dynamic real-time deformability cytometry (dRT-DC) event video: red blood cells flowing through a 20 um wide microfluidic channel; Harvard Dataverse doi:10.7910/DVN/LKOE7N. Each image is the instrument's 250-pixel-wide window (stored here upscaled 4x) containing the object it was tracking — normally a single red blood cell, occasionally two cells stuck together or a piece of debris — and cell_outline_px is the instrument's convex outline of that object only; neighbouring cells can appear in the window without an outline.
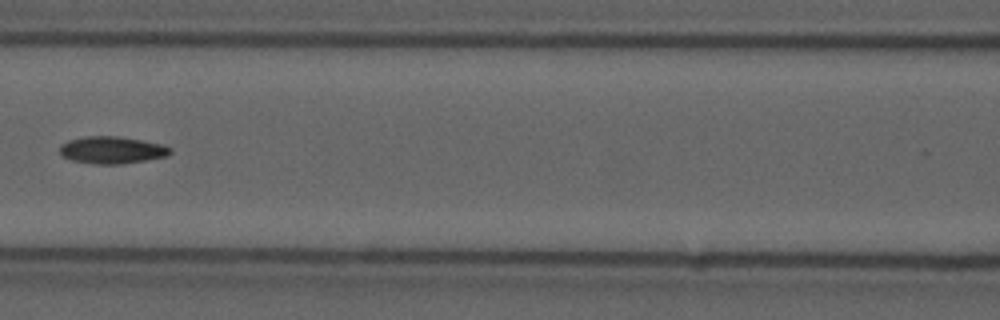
{"species": "common noctule bat (a hibernating species)", "species_latin": "Nyctalus noctula", "temperature_condition": "cold", "stored_images_in_passage": 7, "camera_frame_rate_fps": 3000, "um_per_image_px": 0.085, "animal": {"sex": "male", "forearm_length_mm": 52.5}, "frame": {"image": 1, "passage_image": 7, "time_ms": 2.0, "image_size_px": [1000, 320], "cell_outline_px": [[172, 152], [168, 156], [120, 164], [96, 164], [72, 160], [64, 156], [60, 152], [60, 144], [68, 140], [84, 136], [116, 136], [164, 144], [172, 148]], "centroid_in_image_um": [9.53, 12.74], "position_along_channel_um": 157.1, "area_um2": 17.46}}